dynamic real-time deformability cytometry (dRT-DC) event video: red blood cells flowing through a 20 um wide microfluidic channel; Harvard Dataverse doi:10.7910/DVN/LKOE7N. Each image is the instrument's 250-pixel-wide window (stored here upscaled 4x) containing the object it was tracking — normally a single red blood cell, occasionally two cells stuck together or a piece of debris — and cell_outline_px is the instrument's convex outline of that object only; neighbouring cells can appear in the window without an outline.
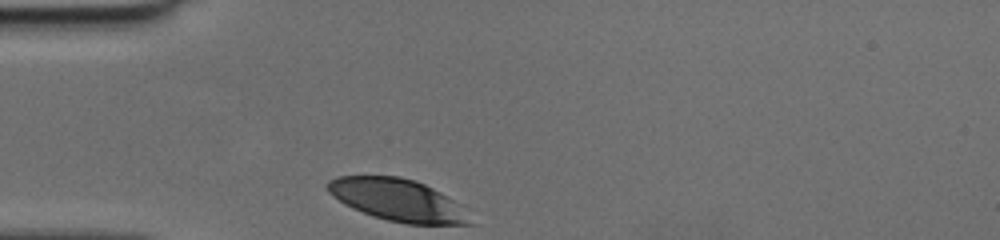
{"species": "human", "species_latin": "Homo sapiens", "temperature_condition": "cold", "stored_images_in_passage": 26, "camera_frame_rate_fps": 3000, "um_per_image_px": 0.085, "donor": {"sex": "female"}, "frame": {"image": 1, "passage_image": 1, "time_ms": 0.0, "image_size_px": [1000, 240], "cell_outline_px": [[476, 224], [408, 224], [388, 220], [372, 216], [352, 208], [344, 204], [332, 196], [328, 192], [328, 180], [336, 176], [400, 176], [416, 180], [440, 192], [452, 200]], "centroid_in_image_um": [33.74, 16.99], "position_along_channel_um": 51.3, "area_um2": 34.56}}
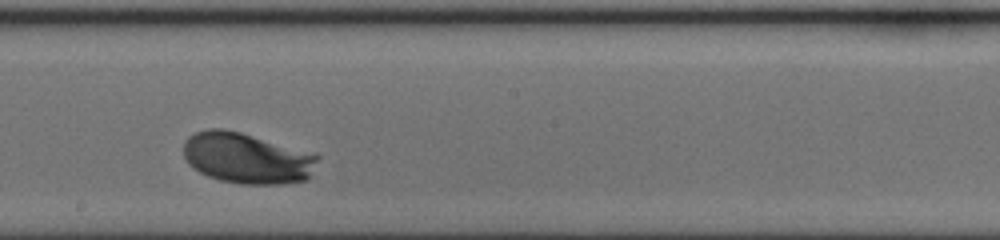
{"frame": {"image": 2, "passage_image": 15, "time_ms": 4.667, "image_size_px": [1000, 240], "cell_outline_px": [[320, 156], [308, 180], [284, 184], [240, 184], [220, 180], [208, 176], [192, 168], [188, 164], [184, 156], [184, 140], [188, 136], [196, 132], [208, 128], [220, 128], [240, 132], [316, 152]], "centroid_in_image_um": [21.02, 13.44], "position_along_channel_um": 227.2, "area_um2": 40.34}}
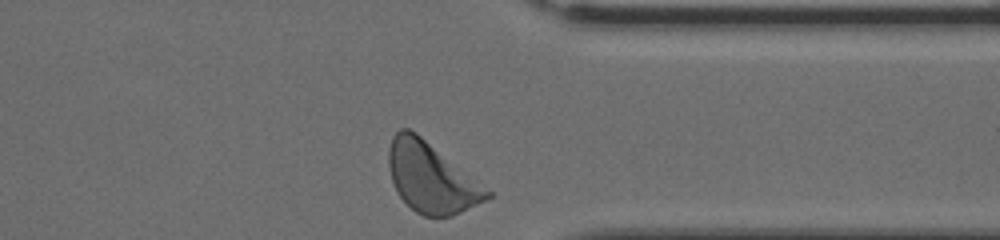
{"frame": {"image": 3, "passage_image": 26, "time_ms": 8.333, "image_size_px": [1000, 240], "cell_outline_px": [[492, 196], [452, 216], [424, 216], [416, 212], [400, 196], [392, 180], [388, 168], [388, 148], [392, 136], [400, 128], [408, 128], [416, 132], [492, 192]], "centroid_in_image_um": [36.61, 15.07], "position_along_channel_um": 374.8, "area_um2": 39.48}}